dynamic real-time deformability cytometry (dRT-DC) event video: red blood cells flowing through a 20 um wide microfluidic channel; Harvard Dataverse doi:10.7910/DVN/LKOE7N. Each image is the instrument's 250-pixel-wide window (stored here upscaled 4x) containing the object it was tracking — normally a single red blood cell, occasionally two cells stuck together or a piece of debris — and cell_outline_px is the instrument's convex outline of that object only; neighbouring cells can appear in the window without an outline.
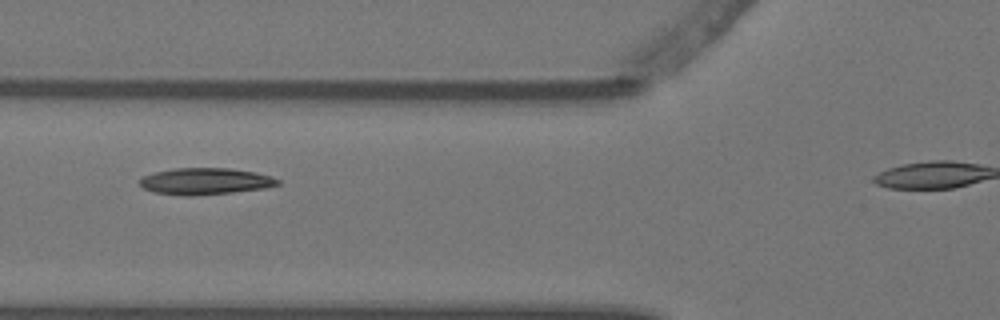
{"species": "Egyptian fruit bat (a non-hibernating species)", "species_latin": "Rousettus aegyptiacus", "temperature_condition": "warm", "stored_images_in_passage": 7, "camera_frame_rate_fps": 3000, "um_per_image_px": 0.085, "animal": {"sex": "female"}, "frame": {"image": 1, "passage_image": 2, "time_ms": 0.333, "image_size_px": [1000, 320], "cell_outline_px": [[280, 184], [264, 188], [232, 192], [192, 196], [180, 196], [152, 192], [144, 188], [140, 184], [140, 176], [172, 168], [228, 168], [256, 172], [272, 176], [280, 180]], "centroid_in_image_um": [17.43, 15.41], "position_along_channel_um": 108.4, "area_um2": 21.56}}
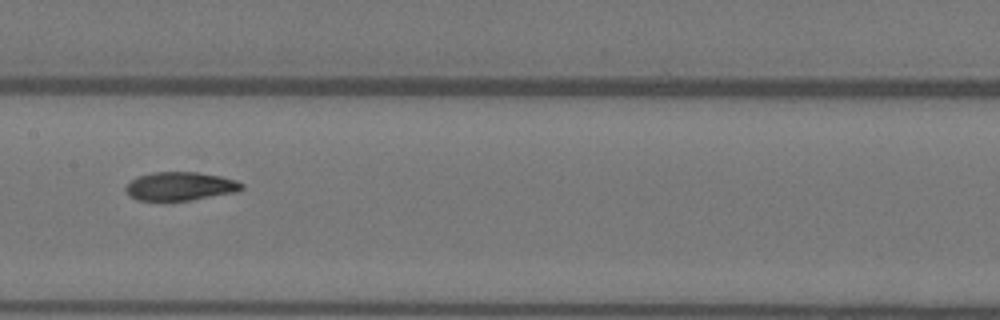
{"frame": {"image": 2, "passage_image": 5, "time_ms": 1.333, "image_size_px": [1000, 320], "cell_outline_px": [[244, 188], [236, 192], [192, 200], [164, 204], [136, 200], [128, 196], [124, 188], [132, 180], [140, 176], [152, 172], [196, 172], [220, 176], [236, 180], [244, 184]], "centroid_in_image_um": [15.27, 15.88], "position_along_channel_um": 192.1, "area_um2": 20.06}}
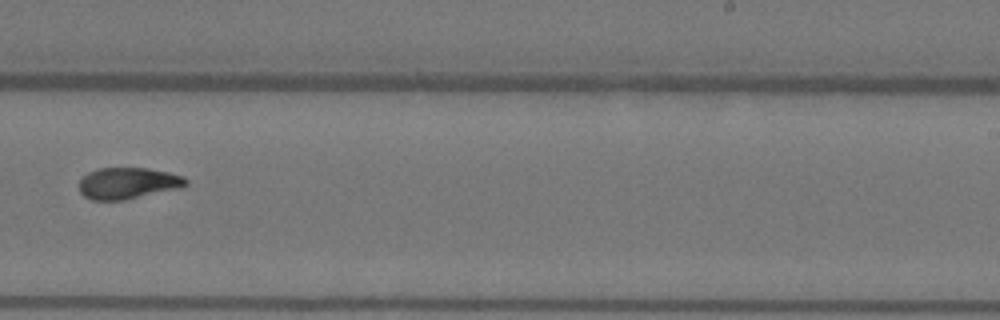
{"frame": {"image": 3, "passage_image": 7, "time_ms": 2.0, "image_size_px": [1000, 320], "cell_outline_px": [[188, 184], [180, 188], [124, 200], [92, 200], [84, 196], [80, 192], [76, 184], [88, 172], [100, 168], [148, 168], [168, 172], [184, 176], [188, 180]], "centroid_in_image_um": [10.86, 15.57], "position_along_channel_um": 278.1, "area_um2": 19.71}}